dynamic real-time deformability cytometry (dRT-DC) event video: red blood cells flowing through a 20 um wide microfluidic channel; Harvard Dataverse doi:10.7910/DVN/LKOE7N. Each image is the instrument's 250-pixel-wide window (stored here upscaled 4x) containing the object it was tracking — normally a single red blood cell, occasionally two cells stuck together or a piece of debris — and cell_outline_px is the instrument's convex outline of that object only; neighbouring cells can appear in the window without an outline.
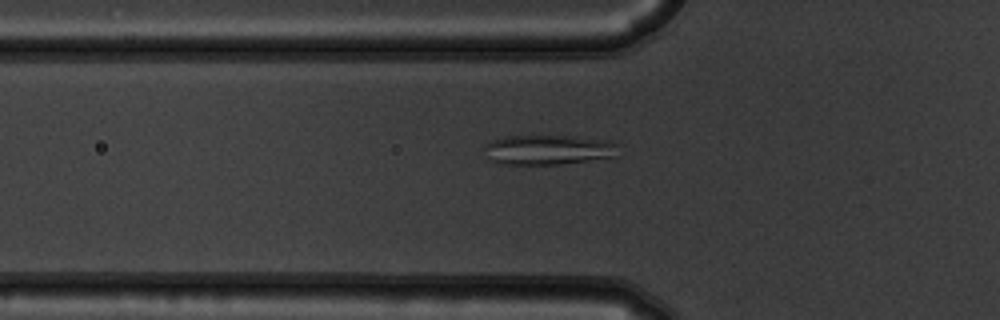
{"species": "common noctule bat (a hibernating species)", "species_latin": "Nyctalus noctula", "temperature_condition": "warm", "stored_images_in_passage": 50, "camera_frame_rate_fps": 3000, "um_per_image_px": 0.085, "animal": {"sex": "male", "body_mass_g": 19.5, "forearm_length_mm": 54.6}, "frame": {"image": 1, "passage_image": 15, "time_ms": 4.667, "image_size_px": [1000, 320], "cell_outline_px": [[616, 156], [560, 164], [500, 164], [488, 160], [484, 144], [492, 140], [504, 136], [572, 136], [608, 140], [616, 144]], "centroid_in_image_um": [46.53, 12.73], "position_along_channel_um": 79.3, "area_um2": 23.18}}
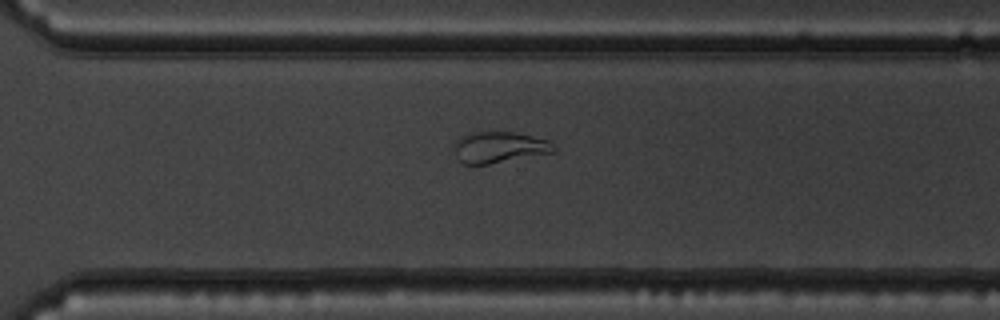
{"frame": {"image": 2, "passage_image": 35, "time_ms": 11.333, "image_size_px": [1000, 320], "cell_outline_px": [[556, 152], [488, 164], [464, 164], [456, 156], [452, 144], [456, 140], [464, 136], [476, 132], [516, 132], [548, 140], [556, 148]], "centroid_in_image_um": [42.44, 12.52], "position_along_channel_um": 328.2, "area_um2": 18.03}}
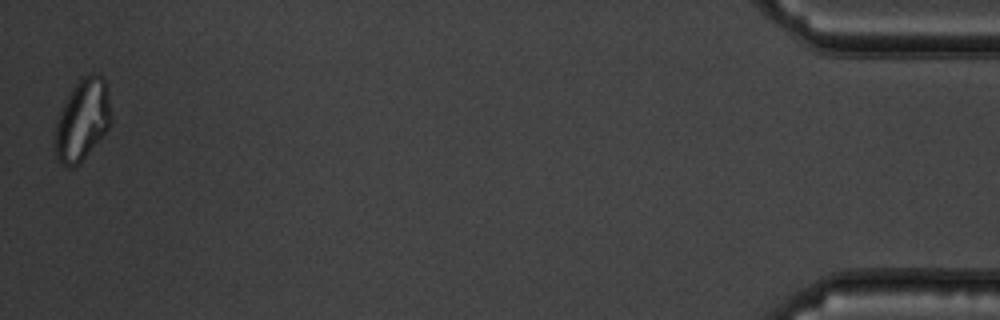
{"frame": {"image": 3, "passage_image": 50, "time_ms": 16.333, "image_size_px": [1000, 320], "cell_outline_px": [[112, 116], [108, 128], [104, 136], [80, 164], [72, 168], [68, 168], [60, 164], [56, 156], [56, 124], [64, 100], [72, 88], [84, 76], [92, 72], [104, 76]], "centroid_in_image_um": [7.02, 10.22], "position_along_channel_um": 428.2, "area_um2": 26.76}}